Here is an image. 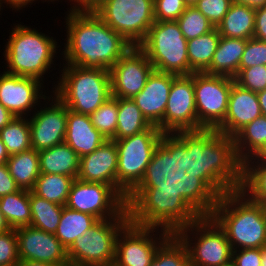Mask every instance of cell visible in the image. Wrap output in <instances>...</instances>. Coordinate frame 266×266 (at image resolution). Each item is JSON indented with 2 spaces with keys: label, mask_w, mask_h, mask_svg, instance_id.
Listing matches in <instances>:
<instances>
[{
  "label": "cell",
  "mask_w": 266,
  "mask_h": 266,
  "mask_svg": "<svg viewBox=\"0 0 266 266\" xmlns=\"http://www.w3.org/2000/svg\"><path fill=\"white\" fill-rule=\"evenodd\" d=\"M115 143L117 191L131 205L169 208L190 196L192 161L157 126Z\"/></svg>",
  "instance_id": "6da1fadb"
},
{
  "label": "cell",
  "mask_w": 266,
  "mask_h": 266,
  "mask_svg": "<svg viewBox=\"0 0 266 266\" xmlns=\"http://www.w3.org/2000/svg\"><path fill=\"white\" fill-rule=\"evenodd\" d=\"M190 196L224 230L232 250L266 246L263 205L251 201L228 178L195 169Z\"/></svg>",
  "instance_id": "7a4b0ae2"
},
{
  "label": "cell",
  "mask_w": 266,
  "mask_h": 266,
  "mask_svg": "<svg viewBox=\"0 0 266 266\" xmlns=\"http://www.w3.org/2000/svg\"><path fill=\"white\" fill-rule=\"evenodd\" d=\"M64 65L110 70L133 47L94 11H68Z\"/></svg>",
  "instance_id": "3957f363"
},
{
  "label": "cell",
  "mask_w": 266,
  "mask_h": 266,
  "mask_svg": "<svg viewBox=\"0 0 266 266\" xmlns=\"http://www.w3.org/2000/svg\"><path fill=\"white\" fill-rule=\"evenodd\" d=\"M167 209L173 233L185 245L192 266L232 263V247L224 230L191 196Z\"/></svg>",
  "instance_id": "277c9868"
},
{
  "label": "cell",
  "mask_w": 266,
  "mask_h": 266,
  "mask_svg": "<svg viewBox=\"0 0 266 266\" xmlns=\"http://www.w3.org/2000/svg\"><path fill=\"white\" fill-rule=\"evenodd\" d=\"M163 133L191 159L195 169L208 162L210 135L198 124L193 73L173 80L163 118Z\"/></svg>",
  "instance_id": "5b68a950"
},
{
  "label": "cell",
  "mask_w": 266,
  "mask_h": 266,
  "mask_svg": "<svg viewBox=\"0 0 266 266\" xmlns=\"http://www.w3.org/2000/svg\"><path fill=\"white\" fill-rule=\"evenodd\" d=\"M172 234L167 208H142L119 232L113 266H152L158 248Z\"/></svg>",
  "instance_id": "8992f818"
},
{
  "label": "cell",
  "mask_w": 266,
  "mask_h": 266,
  "mask_svg": "<svg viewBox=\"0 0 266 266\" xmlns=\"http://www.w3.org/2000/svg\"><path fill=\"white\" fill-rule=\"evenodd\" d=\"M15 27V28H14ZM12 28L3 56L7 63L6 73L30 77L43 82L56 54L54 37L45 35L26 25L17 24ZM43 77V78H42Z\"/></svg>",
  "instance_id": "52a82bcc"
},
{
  "label": "cell",
  "mask_w": 266,
  "mask_h": 266,
  "mask_svg": "<svg viewBox=\"0 0 266 266\" xmlns=\"http://www.w3.org/2000/svg\"><path fill=\"white\" fill-rule=\"evenodd\" d=\"M53 93L69 109L91 115L111 97L109 70L64 65Z\"/></svg>",
  "instance_id": "ba28073f"
},
{
  "label": "cell",
  "mask_w": 266,
  "mask_h": 266,
  "mask_svg": "<svg viewBox=\"0 0 266 266\" xmlns=\"http://www.w3.org/2000/svg\"><path fill=\"white\" fill-rule=\"evenodd\" d=\"M187 39L176 21H155L138 47L154 70L176 76L189 75Z\"/></svg>",
  "instance_id": "9c48e42d"
},
{
  "label": "cell",
  "mask_w": 266,
  "mask_h": 266,
  "mask_svg": "<svg viewBox=\"0 0 266 266\" xmlns=\"http://www.w3.org/2000/svg\"><path fill=\"white\" fill-rule=\"evenodd\" d=\"M66 207L96 217L98 220L134 217L142 208L131 205L113 186L84 182L72 183Z\"/></svg>",
  "instance_id": "30bf717a"
},
{
  "label": "cell",
  "mask_w": 266,
  "mask_h": 266,
  "mask_svg": "<svg viewBox=\"0 0 266 266\" xmlns=\"http://www.w3.org/2000/svg\"><path fill=\"white\" fill-rule=\"evenodd\" d=\"M132 218L99 220L67 250L68 260L73 266H113L117 236Z\"/></svg>",
  "instance_id": "8fae6325"
},
{
  "label": "cell",
  "mask_w": 266,
  "mask_h": 266,
  "mask_svg": "<svg viewBox=\"0 0 266 266\" xmlns=\"http://www.w3.org/2000/svg\"><path fill=\"white\" fill-rule=\"evenodd\" d=\"M93 11L132 46L145 39L155 22L154 0H102Z\"/></svg>",
  "instance_id": "7c38bea8"
},
{
  "label": "cell",
  "mask_w": 266,
  "mask_h": 266,
  "mask_svg": "<svg viewBox=\"0 0 266 266\" xmlns=\"http://www.w3.org/2000/svg\"><path fill=\"white\" fill-rule=\"evenodd\" d=\"M266 145V116L261 115L240 129L203 167L208 174L228 178Z\"/></svg>",
  "instance_id": "4fadbf2b"
},
{
  "label": "cell",
  "mask_w": 266,
  "mask_h": 266,
  "mask_svg": "<svg viewBox=\"0 0 266 266\" xmlns=\"http://www.w3.org/2000/svg\"><path fill=\"white\" fill-rule=\"evenodd\" d=\"M235 80L226 76L193 73L198 124L211 135L223 122Z\"/></svg>",
  "instance_id": "5bb4252c"
},
{
  "label": "cell",
  "mask_w": 266,
  "mask_h": 266,
  "mask_svg": "<svg viewBox=\"0 0 266 266\" xmlns=\"http://www.w3.org/2000/svg\"><path fill=\"white\" fill-rule=\"evenodd\" d=\"M256 92L234 83L224 122L209 136L208 161L246 124L261 116Z\"/></svg>",
  "instance_id": "9a60e30c"
},
{
  "label": "cell",
  "mask_w": 266,
  "mask_h": 266,
  "mask_svg": "<svg viewBox=\"0 0 266 266\" xmlns=\"http://www.w3.org/2000/svg\"><path fill=\"white\" fill-rule=\"evenodd\" d=\"M154 70L152 63L138 47H131L109 70L111 96L132 99L144 88Z\"/></svg>",
  "instance_id": "2e32d148"
},
{
  "label": "cell",
  "mask_w": 266,
  "mask_h": 266,
  "mask_svg": "<svg viewBox=\"0 0 266 266\" xmlns=\"http://www.w3.org/2000/svg\"><path fill=\"white\" fill-rule=\"evenodd\" d=\"M51 97L52 102L48 106H40L28 118L31 147L38 152L62 144L65 139L68 108L55 94Z\"/></svg>",
  "instance_id": "e0dca14e"
},
{
  "label": "cell",
  "mask_w": 266,
  "mask_h": 266,
  "mask_svg": "<svg viewBox=\"0 0 266 266\" xmlns=\"http://www.w3.org/2000/svg\"><path fill=\"white\" fill-rule=\"evenodd\" d=\"M43 83L34 78L2 72L0 74V103L15 117H28L30 112L37 109L36 106L39 107L41 99H44V102L48 99L47 105L51 99V95L45 96V92L43 95V90H41L45 87H42Z\"/></svg>",
  "instance_id": "ac0fdd59"
},
{
  "label": "cell",
  "mask_w": 266,
  "mask_h": 266,
  "mask_svg": "<svg viewBox=\"0 0 266 266\" xmlns=\"http://www.w3.org/2000/svg\"><path fill=\"white\" fill-rule=\"evenodd\" d=\"M19 260L39 261L43 263L70 262L67 249L55 234L32 227L15 229Z\"/></svg>",
  "instance_id": "d6986e66"
},
{
  "label": "cell",
  "mask_w": 266,
  "mask_h": 266,
  "mask_svg": "<svg viewBox=\"0 0 266 266\" xmlns=\"http://www.w3.org/2000/svg\"><path fill=\"white\" fill-rule=\"evenodd\" d=\"M176 77L153 70L142 91L132 98L148 122L157 126L162 133L165 108L172 82Z\"/></svg>",
  "instance_id": "ffe728a7"
},
{
  "label": "cell",
  "mask_w": 266,
  "mask_h": 266,
  "mask_svg": "<svg viewBox=\"0 0 266 266\" xmlns=\"http://www.w3.org/2000/svg\"><path fill=\"white\" fill-rule=\"evenodd\" d=\"M117 166L116 143L106 140L95 151L80 158L77 179L111 185L117 190Z\"/></svg>",
  "instance_id": "44dd1931"
},
{
  "label": "cell",
  "mask_w": 266,
  "mask_h": 266,
  "mask_svg": "<svg viewBox=\"0 0 266 266\" xmlns=\"http://www.w3.org/2000/svg\"><path fill=\"white\" fill-rule=\"evenodd\" d=\"M106 139L93 126L89 115L68 109L67 128L64 142L81 158L100 147Z\"/></svg>",
  "instance_id": "7402d4cb"
},
{
  "label": "cell",
  "mask_w": 266,
  "mask_h": 266,
  "mask_svg": "<svg viewBox=\"0 0 266 266\" xmlns=\"http://www.w3.org/2000/svg\"><path fill=\"white\" fill-rule=\"evenodd\" d=\"M228 179L251 201L266 204V163L252 157L241 164Z\"/></svg>",
  "instance_id": "603a6c76"
},
{
  "label": "cell",
  "mask_w": 266,
  "mask_h": 266,
  "mask_svg": "<svg viewBox=\"0 0 266 266\" xmlns=\"http://www.w3.org/2000/svg\"><path fill=\"white\" fill-rule=\"evenodd\" d=\"M246 43V39L221 36L210 67L204 73L234 79L239 72L240 60Z\"/></svg>",
  "instance_id": "cb8c5ba5"
},
{
  "label": "cell",
  "mask_w": 266,
  "mask_h": 266,
  "mask_svg": "<svg viewBox=\"0 0 266 266\" xmlns=\"http://www.w3.org/2000/svg\"><path fill=\"white\" fill-rule=\"evenodd\" d=\"M41 174H61L77 179L80 157L65 142L39 151Z\"/></svg>",
  "instance_id": "d4e9b609"
},
{
  "label": "cell",
  "mask_w": 266,
  "mask_h": 266,
  "mask_svg": "<svg viewBox=\"0 0 266 266\" xmlns=\"http://www.w3.org/2000/svg\"><path fill=\"white\" fill-rule=\"evenodd\" d=\"M254 27L255 9L233 2L217 30L220 36L248 40L253 38Z\"/></svg>",
  "instance_id": "484cf974"
},
{
  "label": "cell",
  "mask_w": 266,
  "mask_h": 266,
  "mask_svg": "<svg viewBox=\"0 0 266 266\" xmlns=\"http://www.w3.org/2000/svg\"><path fill=\"white\" fill-rule=\"evenodd\" d=\"M10 175L20 189L31 191L40 173L39 152L31 148L10 155L7 162Z\"/></svg>",
  "instance_id": "4316f807"
},
{
  "label": "cell",
  "mask_w": 266,
  "mask_h": 266,
  "mask_svg": "<svg viewBox=\"0 0 266 266\" xmlns=\"http://www.w3.org/2000/svg\"><path fill=\"white\" fill-rule=\"evenodd\" d=\"M220 37L217 28H214L207 34L187 41L189 75L204 73L210 67Z\"/></svg>",
  "instance_id": "83f0119b"
},
{
  "label": "cell",
  "mask_w": 266,
  "mask_h": 266,
  "mask_svg": "<svg viewBox=\"0 0 266 266\" xmlns=\"http://www.w3.org/2000/svg\"><path fill=\"white\" fill-rule=\"evenodd\" d=\"M98 221L92 215L64 206L55 236L68 250L79 236L87 232Z\"/></svg>",
  "instance_id": "f1b7e54d"
},
{
  "label": "cell",
  "mask_w": 266,
  "mask_h": 266,
  "mask_svg": "<svg viewBox=\"0 0 266 266\" xmlns=\"http://www.w3.org/2000/svg\"><path fill=\"white\" fill-rule=\"evenodd\" d=\"M151 126L132 99L119 98L117 128L115 137L112 140H120L139 134Z\"/></svg>",
  "instance_id": "f546056e"
},
{
  "label": "cell",
  "mask_w": 266,
  "mask_h": 266,
  "mask_svg": "<svg viewBox=\"0 0 266 266\" xmlns=\"http://www.w3.org/2000/svg\"><path fill=\"white\" fill-rule=\"evenodd\" d=\"M0 210L12 229L31 224L30 191L19 189L0 198Z\"/></svg>",
  "instance_id": "4dcf8cb0"
},
{
  "label": "cell",
  "mask_w": 266,
  "mask_h": 266,
  "mask_svg": "<svg viewBox=\"0 0 266 266\" xmlns=\"http://www.w3.org/2000/svg\"><path fill=\"white\" fill-rule=\"evenodd\" d=\"M74 180L61 174H40L31 191L49 202L65 206Z\"/></svg>",
  "instance_id": "1f68e13d"
},
{
  "label": "cell",
  "mask_w": 266,
  "mask_h": 266,
  "mask_svg": "<svg viewBox=\"0 0 266 266\" xmlns=\"http://www.w3.org/2000/svg\"><path fill=\"white\" fill-rule=\"evenodd\" d=\"M31 226L55 234L64 206L39 197L30 191Z\"/></svg>",
  "instance_id": "d6a6232c"
},
{
  "label": "cell",
  "mask_w": 266,
  "mask_h": 266,
  "mask_svg": "<svg viewBox=\"0 0 266 266\" xmlns=\"http://www.w3.org/2000/svg\"><path fill=\"white\" fill-rule=\"evenodd\" d=\"M0 139L9 156L31 149L29 119L27 117H15L0 130Z\"/></svg>",
  "instance_id": "836d02e7"
},
{
  "label": "cell",
  "mask_w": 266,
  "mask_h": 266,
  "mask_svg": "<svg viewBox=\"0 0 266 266\" xmlns=\"http://www.w3.org/2000/svg\"><path fill=\"white\" fill-rule=\"evenodd\" d=\"M152 266H192L185 245L173 233L159 248Z\"/></svg>",
  "instance_id": "e575fe53"
},
{
  "label": "cell",
  "mask_w": 266,
  "mask_h": 266,
  "mask_svg": "<svg viewBox=\"0 0 266 266\" xmlns=\"http://www.w3.org/2000/svg\"><path fill=\"white\" fill-rule=\"evenodd\" d=\"M118 110L119 98L111 96L98 109L89 115L93 126L106 140H112L115 137Z\"/></svg>",
  "instance_id": "d590c367"
},
{
  "label": "cell",
  "mask_w": 266,
  "mask_h": 266,
  "mask_svg": "<svg viewBox=\"0 0 266 266\" xmlns=\"http://www.w3.org/2000/svg\"><path fill=\"white\" fill-rule=\"evenodd\" d=\"M176 22L187 40L207 34L215 28L194 6L187 7Z\"/></svg>",
  "instance_id": "8d00e7d4"
},
{
  "label": "cell",
  "mask_w": 266,
  "mask_h": 266,
  "mask_svg": "<svg viewBox=\"0 0 266 266\" xmlns=\"http://www.w3.org/2000/svg\"><path fill=\"white\" fill-rule=\"evenodd\" d=\"M241 88L259 92L266 89V65L241 69L234 78Z\"/></svg>",
  "instance_id": "74e56055"
},
{
  "label": "cell",
  "mask_w": 266,
  "mask_h": 266,
  "mask_svg": "<svg viewBox=\"0 0 266 266\" xmlns=\"http://www.w3.org/2000/svg\"><path fill=\"white\" fill-rule=\"evenodd\" d=\"M232 0H198L194 7L217 28L230 9Z\"/></svg>",
  "instance_id": "f35d334b"
},
{
  "label": "cell",
  "mask_w": 266,
  "mask_h": 266,
  "mask_svg": "<svg viewBox=\"0 0 266 266\" xmlns=\"http://www.w3.org/2000/svg\"><path fill=\"white\" fill-rule=\"evenodd\" d=\"M258 65H266V42L250 38L241 57L239 71Z\"/></svg>",
  "instance_id": "ab89813d"
},
{
  "label": "cell",
  "mask_w": 266,
  "mask_h": 266,
  "mask_svg": "<svg viewBox=\"0 0 266 266\" xmlns=\"http://www.w3.org/2000/svg\"><path fill=\"white\" fill-rule=\"evenodd\" d=\"M19 262L15 229L0 233V266H17Z\"/></svg>",
  "instance_id": "60d3db41"
},
{
  "label": "cell",
  "mask_w": 266,
  "mask_h": 266,
  "mask_svg": "<svg viewBox=\"0 0 266 266\" xmlns=\"http://www.w3.org/2000/svg\"><path fill=\"white\" fill-rule=\"evenodd\" d=\"M186 8L184 0H154V19L176 21Z\"/></svg>",
  "instance_id": "b9f144b4"
},
{
  "label": "cell",
  "mask_w": 266,
  "mask_h": 266,
  "mask_svg": "<svg viewBox=\"0 0 266 266\" xmlns=\"http://www.w3.org/2000/svg\"><path fill=\"white\" fill-rule=\"evenodd\" d=\"M233 266H261V248L232 250Z\"/></svg>",
  "instance_id": "7bdbcfd3"
},
{
  "label": "cell",
  "mask_w": 266,
  "mask_h": 266,
  "mask_svg": "<svg viewBox=\"0 0 266 266\" xmlns=\"http://www.w3.org/2000/svg\"><path fill=\"white\" fill-rule=\"evenodd\" d=\"M20 188L10 175L7 164L0 165V198L7 194L14 193Z\"/></svg>",
  "instance_id": "ee69618b"
},
{
  "label": "cell",
  "mask_w": 266,
  "mask_h": 266,
  "mask_svg": "<svg viewBox=\"0 0 266 266\" xmlns=\"http://www.w3.org/2000/svg\"><path fill=\"white\" fill-rule=\"evenodd\" d=\"M253 38L266 42V5L255 9V27Z\"/></svg>",
  "instance_id": "f6af8a7d"
},
{
  "label": "cell",
  "mask_w": 266,
  "mask_h": 266,
  "mask_svg": "<svg viewBox=\"0 0 266 266\" xmlns=\"http://www.w3.org/2000/svg\"><path fill=\"white\" fill-rule=\"evenodd\" d=\"M74 4L68 11H93L102 0H70Z\"/></svg>",
  "instance_id": "bcb514c9"
},
{
  "label": "cell",
  "mask_w": 266,
  "mask_h": 266,
  "mask_svg": "<svg viewBox=\"0 0 266 266\" xmlns=\"http://www.w3.org/2000/svg\"><path fill=\"white\" fill-rule=\"evenodd\" d=\"M33 2L34 0H0V11L3 3L7 4V6L9 5L12 10L14 9L15 11H18L19 9L21 10L22 7L24 8L27 5H32Z\"/></svg>",
  "instance_id": "7dc6e473"
},
{
  "label": "cell",
  "mask_w": 266,
  "mask_h": 266,
  "mask_svg": "<svg viewBox=\"0 0 266 266\" xmlns=\"http://www.w3.org/2000/svg\"><path fill=\"white\" fill-rule=\"evenodd\" d=\"M17 266H73V264L71 262L43 263L39 261L19 260Z\"/></svg>",
  "instance_id": "c3c4849f"
},
{
  "label": "cell",
  "mask_w": 266,
  "mask_h": 266,
  "mask_svg": "<svg viewBox=\"0 0 266 266\" xmlns=\"http://www.w3.org/2000/svg\"><path fill=\"white\" fill-rule=\"evenodd\" d=\"M14 118L15 116L0 103V130Z\"/></svg>",
  "instance_id": "681fc988"
},
{
  "label": "cell",
  "mask_w": 266,
  "mask_h": 266,
  "mask_svg": "<svg viewBox=\"0 0 266 266\" xmlns=\"http://www.w3.org/2000/svg\"><path fill=\"white\" fill-rule=\"evenodd\" d=\"M234 3L243 4L250 8L257 9L266 5V0H232Z\"/></svg>",
  "instance_id": "f907efd6"
},
{
  "label": "cell",
  "mask_w": 266,
  "mask_h": 266,
  "mask_svg": "<svg viewBox=\"0 0 266 266\" xmlns=\"http://www.w3.org/2000/svg\"><path fill=\"white\" fill-rule=\"evenodd\" d=\"M262 115L266 116V89L257 92Z\"/></svg>",
  "instance_id": "816d5d0a"
},
{
  "label": "cell",
  "mask_w": 266,
  "mask_h": 266,
  "mask_svg": "<svg viewBox=\"0 0 266 266\" xmlns=\"http://www.w3.org/2000/svg\"><path fill=\"white\" fill-rule=\"evenodd\" d=\"M9 154L2 140L0 139V165L6 164Z\"/></svg>",
  "instance_id": "f5cc1de1"
},
{
  "label": "cell",
  "mask_w": 266,
  "mask_h": 266,
  "mask_svg": "<svg viewBox=\"0 0 266 266\" xmlns=\"http://www.w3.org/2000/svg\"><path fill=\"white\" fill-rule=\"evenodd\" d=\"M12 228L10 227L9 223L7 222L5 216L0 210V233L7 232L11 230Z\"/></svg>",
  "instance_id": "db71d44e"
},
{
  "label": "cell",
  "mask_w": 266,
  "mask_h": 266,
  "mask_svg": "<svg viewBox=\"0 0 266 266\" xmlns=\"http://www.w3.org/2000/svg\"><path fill=\"white\" fill-rule=\"evenodd\" d=\"M254 158L259 162L266 163V145Z\"/></svg>",
  "instance_id": "11a10c76"
},
{
  "label": "cell",
  "mask_w": 266,
  "mask_h": 266,
  "mask_svg": "<svg viewBox=\"0 0 266 266\" xmlns=\"http://www.w3.org/2000/svg\"><path fill=\"white\" fill-rule=\"evenodd\" d=\"M261 266H266V246L261 248Z\"/></svg>",
  "instance_id": "9f6ffc18"
},
{
  "label": "cell",
  "mask_w": 266,
  "mask_h": 266,
  "mask_svg": "<svg viewBox=\"0 0 266 266\" xmlns=\"http://www.w3.org/2000/svg\"><path fill=\"white\" fill-rule=\"evenodd\" d=\"M185 4L187 5V7H191L194 6L198 0H184Z\"/></svg>",
  "instance_id": "6f0895ef"
},
{
  "label": "cell",
  "mask_w": 266,
  "mask_h": 266,
  "mask_svg": "<svg viewBox=\"0 0 266 266\" xmlns=\"http://www.w3.org/2000/svg\"><path fill=\"white\" fill-rule=\"evenodd\" d=\"M263 208H264V217H265V221H266V204L263 205Z\"/></svg>",
  "instance_id": "680465c9"
},
{
  "label": "cell",
  "mask_w": 266,
  "mask_h": 266,
  "mask_svg": "<svg viewBox=\"0 0 266 266\" xmlns=\"http://www.w3.org/2000/svg\"><path fill=\"white\" fill-rule=\"evenodd\" d=\"M35 1V0H34ZM37 1V0H36ZM47 0H45V2H46ZM49 1V0H48ZM53 1H56V0H50V2H53ZM58 1V0H57Z\"/></svg>",
  "instance_id": "91938a15"
}]
</instances>
